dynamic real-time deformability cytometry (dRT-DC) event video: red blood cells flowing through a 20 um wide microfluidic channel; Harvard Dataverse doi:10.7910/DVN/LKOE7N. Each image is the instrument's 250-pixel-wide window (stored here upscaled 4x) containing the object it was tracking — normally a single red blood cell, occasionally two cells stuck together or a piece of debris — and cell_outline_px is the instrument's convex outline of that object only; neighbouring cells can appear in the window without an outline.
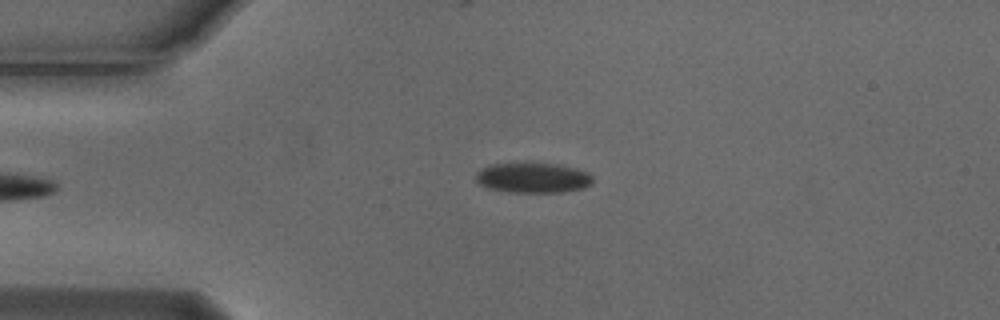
{"species": "Egyptian fruit bat (a non-hibernating species)", "species_latin": "Rousettus aegyptiacus", "temperature_condition": "cold", "stored_images_in_passage": 6, "camera_frame_rate_fps": 3000, "um_per_image_px": 0.085, "animal": {"sex": "male"}, "frame": {"image": 1, "passage_image": 6, "time_ms": 1.667, "image_size_px": [1000, 320], "cell_outline_px": [[592, 184], [584, 188], [564, 192], [508, 192], [488, 188], [480, 184], [476, 180], [476, 172], [480, 168], [488, 164], [556, 164], [576, 168], [588, 172], [592, 176]], "centroid_in_image_um": [45.3, 15.12], "position_along_channel_um": 39.7, "area_um2": 20.52}}